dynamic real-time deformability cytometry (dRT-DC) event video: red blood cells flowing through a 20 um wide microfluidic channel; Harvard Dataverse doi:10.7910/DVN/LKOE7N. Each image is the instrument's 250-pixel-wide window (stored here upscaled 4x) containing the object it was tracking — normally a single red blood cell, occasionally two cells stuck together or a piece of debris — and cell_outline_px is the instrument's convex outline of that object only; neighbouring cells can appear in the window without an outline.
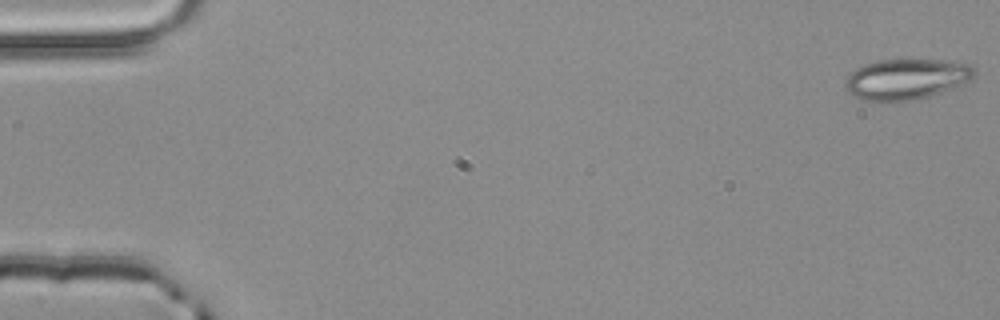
{"species": "common noctule bat (a hibernating species)", "species_latin": "Nyctalus noctula", "temperature_condition": "room temperature", "stored_images_in_passage": 4, "camera_frame_rate_fps": 3000, "um_per_image_px": 0.085, "animal": {"sex": "male", "body_mass_g": 20.4}, "frame": {"image": 1, "passage_image": 1, "time_ms": 0.0, "image_size_px": [1000, 320], "cell_outline_px": [[976, 76], [972, 80], [952, 88], [916, 100], [860, 100], [852, 96], [848, 92], [844, 84], [844, 80], [856, 68], [864, 64], [880, 60], [940, 60], [972, 64], [976, 72]], "centroid_in_image_um": [77.05, 6.72], "position_along_channel_um": 8.0, "area_um2": 30.52}}